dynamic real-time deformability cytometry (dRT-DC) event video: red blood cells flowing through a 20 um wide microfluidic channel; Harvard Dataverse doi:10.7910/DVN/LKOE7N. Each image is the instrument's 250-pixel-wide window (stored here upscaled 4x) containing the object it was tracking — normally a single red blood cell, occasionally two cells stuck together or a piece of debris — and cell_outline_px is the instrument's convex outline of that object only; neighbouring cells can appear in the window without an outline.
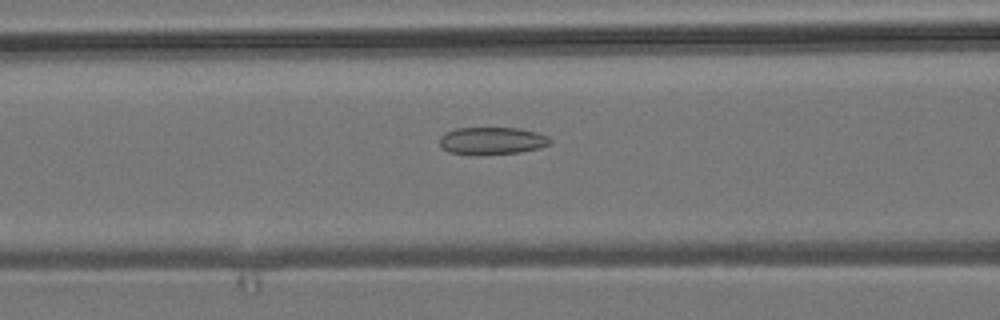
{"species": "common noctule bat (a hibernating species)", "species_latin": "Nyctalus noctula", "temperature_condition": "room temperature", "stored_images_in_passage": 52, "camera_frame_rate_fps": 3000, "um_per_image_px": 0.085, "animal": {"sex": "male", "body_mass_g": 19.2, "forearm_length_mm": 51.8}, "frame": {"image": 1, "passage_image": 20, "time_ms": 6.333, "image_size_px": [1000, 320], "cell_outline_px": [[552, 144], [540, 148], [520, 152], [476, 156], [472, 156], [448, 152], [440, 144], [440, 136], [456, 128], [520, 128], [536, 132], [548, 136], [552, 140]], "centroid_in_image_um": [41.85, 11.99], "position_along_channel_um": 124.8, "area_um2": 17.98}}
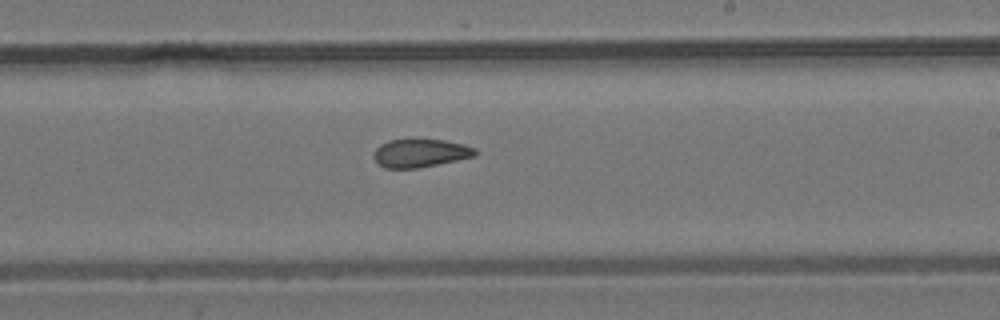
{"frame": {"image": 2, "passage_image": 30, "time_ms": 9.667, "image_size_px": [1000, 320], "cell_outline_px": [[480, 152], [476, 156], [416, 168], [384, 168], [372, 156], [376, 148], [380, 144], [388, 140], [444, 140], [464, 144], [476, 148]], "centroid_in_image_um": [35.75, 13.01], "position_along_channel_um": 253.2, "area_um2": 16.59}}
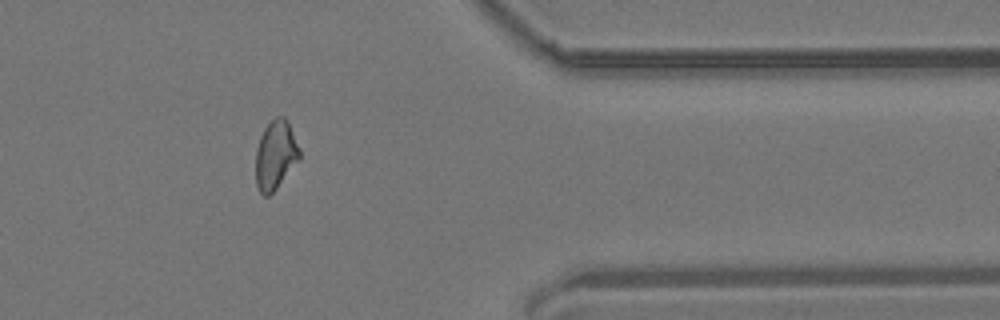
{"frame": {"image": 3, "passage_image": 42, "time_ms": 13.667, "image_size_px": [1000, 320], "cell_outline_px": [[300, 160], [276, 188], [268, 196], [264, 196], [260, 192], [256, 184], [256, 148], [260, 136], [264, 128], [276, 116], [284, 116], [288, 120], [300, 148]], "centroid_in_image_um": [23.43, 13.15], "position_along_channel_um": 388.0, "area_um2": 17.74}, "authors_computed_cell_mechanics": {"area_um2": 17.8891, "velocity_mm_per_s": 3.8632, "shape_relaxation_time_tau1_ms": null, "shape_relaxation_time_tau2_ms": 2.2706, "deformation_change_tau1": null, "deformation_change_tau2": 0.0913}}